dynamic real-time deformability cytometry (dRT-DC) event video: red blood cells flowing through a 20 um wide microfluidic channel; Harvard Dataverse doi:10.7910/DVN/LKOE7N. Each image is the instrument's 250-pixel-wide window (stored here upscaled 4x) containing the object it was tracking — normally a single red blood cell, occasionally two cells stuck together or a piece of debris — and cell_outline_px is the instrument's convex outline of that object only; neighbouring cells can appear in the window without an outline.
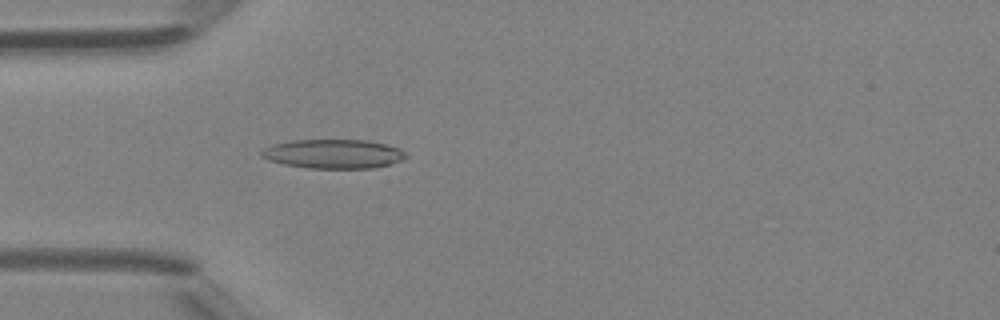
{"species": "Egyptian fruit bat (a non-hibernating species)", "species_latin": "Rousettus aegyptiacus", "temperature_condition": "room temperature", "stored_images_in_passage": 34, "camera_frame_rate_fps": 3000, "um_per_image_px": 0.085, "animal": {"sex": "female"}, "frame": {"image": 1, "passage_image": 2, "time_ms": 0.333, "image_size_px": [1000, 320], "cell_outline_px": [[408, 156], [404, 160], [392, 164], [372, 168], [308, 168], [284, 164], [268, 160], [260, 156], [260, 152], [264, 148], [272, 144], [292, 140], [368, 140], [388, 144], [400, 148]], "centroid_in_image_um": [28.36, 13.08], "position_along_channel_um": 56.6, "area_um2": 24.8}}
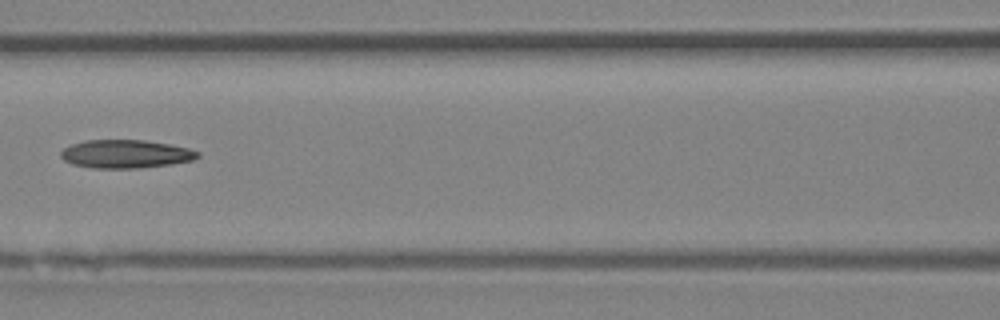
{"frame": {"image": 2, "passage_image": 9, "time_ms": 2.667, "image_size_px": [1000, 320], "cell_outline_px": [[200, 156], [192, 160], [168, 164], [140, 168], [92, 168], [72, 164], [64, 160], [60, 156], [60, 152], [64, 148], [72, 144], [84, 140], [144, 140], [168, 144], [188, 148], [200, 152]], "centroid_in_image_um": [10.65, 13.08], "position_along_channel_um": 155.9, "area_um2": 22.48}}
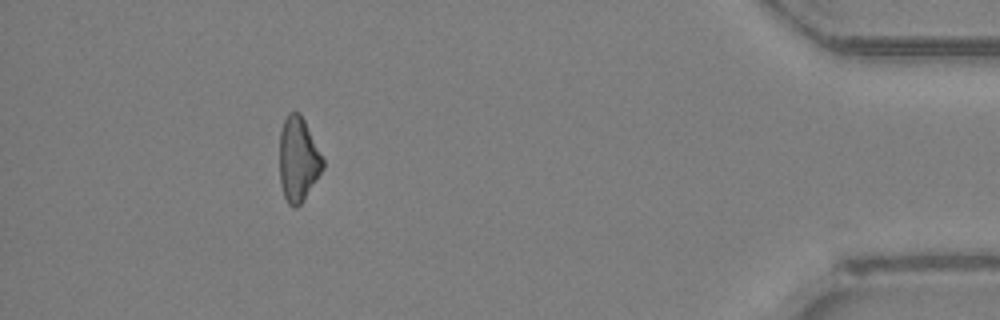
{"frame": {"image": 3, "passage_image": 30, "time_ms": 9.667, "image_size_px": [1000, 320], "cell_outline_px": [[324, 168], [304, 200], [296, 208], [292, 208], [288, 204], [284, 196], [280, 184], [280, 132], [284, 120], [288, 112], [300, 112], [324, 160]], "centroid_in_image_um": [25.34, 13.57], "position_along_channel_um": 409.9, "area_um2": 21.33}, "authors_computed_cell_mechanics": {"area_um2": 22.1374, "velocity_mm_per_s": 4.4709, "shape_relaxation_time_tau1_ms": 7.0369, "shape_relaxation_time_tau2_ms": null, "deformation_change_tau1": 0.1926, "deformation_change_tau2": null}}